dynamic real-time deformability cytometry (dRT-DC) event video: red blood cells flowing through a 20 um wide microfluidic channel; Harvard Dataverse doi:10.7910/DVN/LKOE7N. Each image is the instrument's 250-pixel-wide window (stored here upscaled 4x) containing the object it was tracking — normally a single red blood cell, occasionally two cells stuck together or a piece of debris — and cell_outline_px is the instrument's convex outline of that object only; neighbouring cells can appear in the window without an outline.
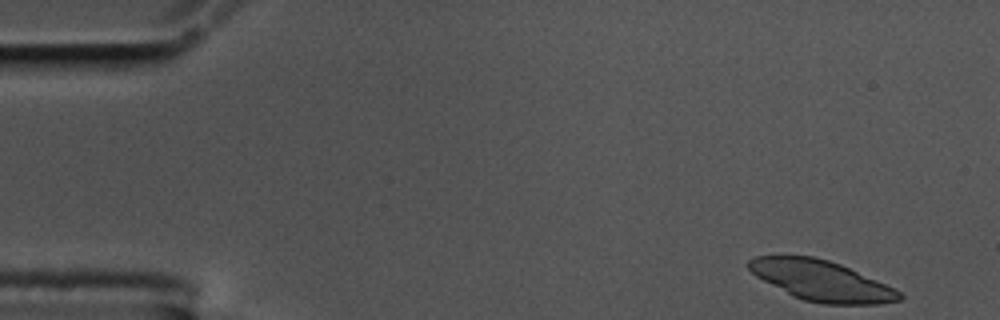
{"species": "common noctule bat (a hibernating species)", "species_latin": "Nyctalus noctula", "temperature_condition": "cold", "stored_images_in_passage": 54, "segment_of_instrument_passage": [1, 2], "camera_frame_rate_fps": 3000, "um_per_image_px": 0.085, "animal": {"sex": "male", "body_mass_g": 17.5, "forearm_length_mm": 52.3}, "frame": {"image": 1, "passage_image": 1, "time_ms": 0.0, "image_size_px": [1000, 320], "cell_outline_px": [[904, 296], [900, 300], [880, 304], [820, 304], [804, 300], [792, 296], [756, 276], [744, 264], [748, 260], [756, 256], [812, 256], [828, 260], [840, 264], [896, 288]], "centroid_in_image_um": [69.82, 23.86], "position_along_channel_um": 15.2, "area_um2": 35.43}}